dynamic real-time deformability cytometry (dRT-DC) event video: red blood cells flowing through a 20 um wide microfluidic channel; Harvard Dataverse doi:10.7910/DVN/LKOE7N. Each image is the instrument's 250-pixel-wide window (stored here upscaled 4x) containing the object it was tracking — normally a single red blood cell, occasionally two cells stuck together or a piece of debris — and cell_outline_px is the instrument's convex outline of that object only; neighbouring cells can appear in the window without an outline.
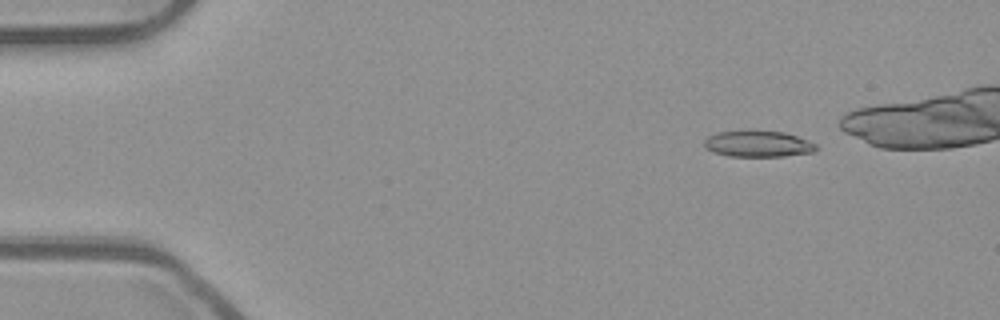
{"species": "common noctule bat (a hibernating species)", "species_latin": "Nyctalus noctula", "temperature_condition": "room temperature", "stored_images_in_passage": 14, "camera_frame_rate_fps": 3000, "um_per_image_px": 0.085, "animal": {"sex": "male", "body_mass_g": 23.1, "forearm_length_mm": 52.7}, "frame": {"image": 1, "passage_image": 7, "time_ms": 2.0, "image_size_px": [1000, 320], "cell_outline_px": [[816, 148], [812, 152], [784, 156], [728, 156], [712, 152], [704, 148], [704, 140], [708, 136], [716, 132], [784, 132], [808, 140], [816, 144]], "centroid_in_image_um": [64.39, 12.25], "position_along_channel_um": 20.6, "area_um2": 16.7}}